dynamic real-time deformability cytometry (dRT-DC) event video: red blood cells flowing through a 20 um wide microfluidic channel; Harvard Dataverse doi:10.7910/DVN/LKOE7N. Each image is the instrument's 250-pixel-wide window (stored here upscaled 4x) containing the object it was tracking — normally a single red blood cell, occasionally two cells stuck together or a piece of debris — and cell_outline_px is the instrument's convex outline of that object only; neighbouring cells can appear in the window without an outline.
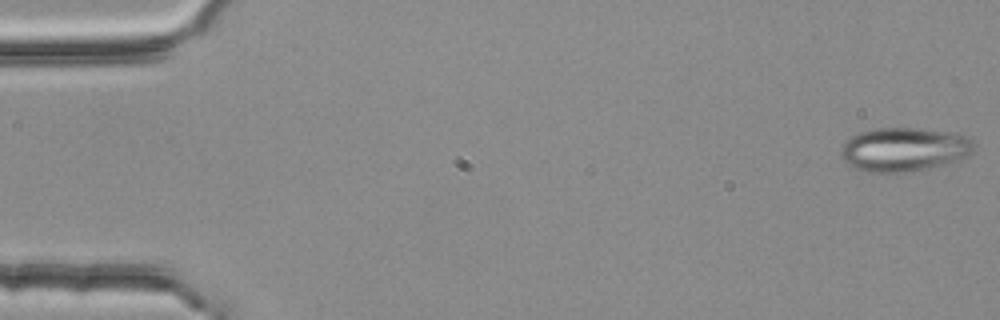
{"species": "common noctule bat (a hibernating species)", "species_latin": "Nyctalus noctula", "temperature_condition": "room temperature", "stored_images_in_passage": 52, "camera_frame_rate_fps": 3000, "um_per_image_px": 0.085, "animal": {"sex": "female", "body_mass_g": 25.1}, "frame": {"image": 1, "passage_image": 1, "time_ms": 0.0, "image_size_px": [1000, 320], "cell_outline_px": [[976, 144], [972, 152], [968, 156], [944, 164], [904, 172], [872, 172], [856, 168], [848, 164], [840, 156], [840, 148], [852, 136], [860, 132], [876, 128], [920, 128], [952, 132], [964, 136], [972, 140]], "centroid_in_image_um": [76.85, 12.68], "position_along_channel_um": 8.1, "area_um2": 33.76}}
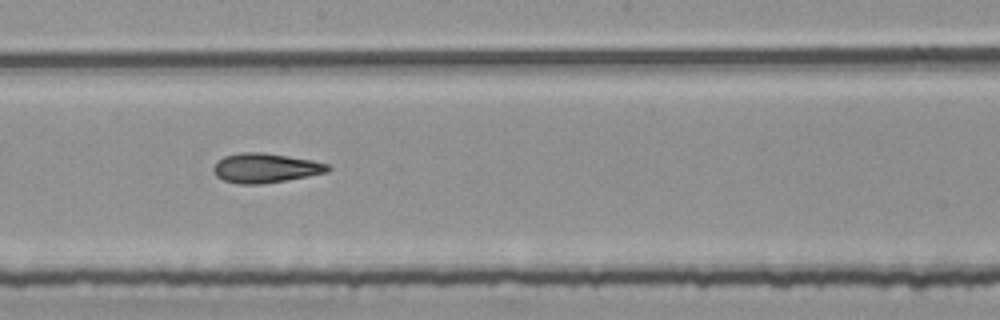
{"frame": {"image": 2, "passage_image": 30, "time_ms": 9.667, "image_size_px": [1000, 320], "cell_outline_px": [[332, 168], [328, 172], [308, 176], [260, 184], [240, 184], [224, 180], [216, 176], [212, 168], [216, 160], [224, 156], [240, 152], [264, 152], [312, 160], [328, 164]], "centroid_in_image_um": [22.54, 14.27], "position_along_channel_um": 225.7, "area_um2": 19.71}}
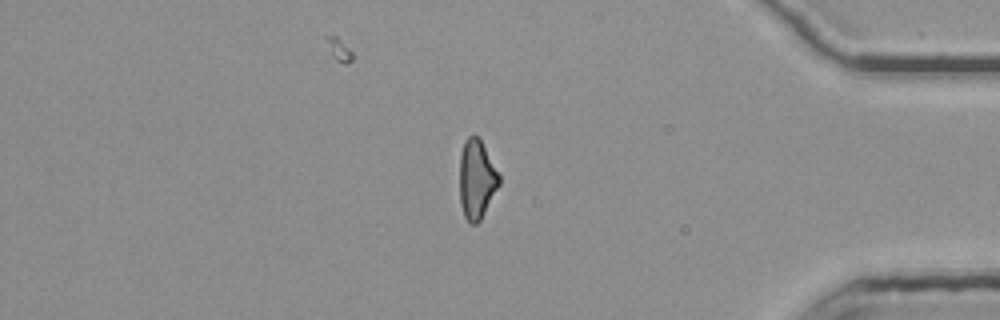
{"frame": {"image": 3, "passage_image": 46, "time_ms": 15.0, "image_size_px": [1000, 320], "cell_outline_px": [[500, 184], [480, 220], [476, 224], [468, 224], [464, 216], [460, 204], [460, 152], [464, 140], [472, 132], [480, 140], [500, 176]], "centroid_in_image_um": [40.49, 15.25], "position_along_channel_um": 394.7, "area_um2": 18.21}, "authors_computed_cell_mechanics": {"area_um2": 19.4208, "velocity_mm_per_s": 3.766, "shape_relaxation_time_tau1_ms": null, "shape_relaxation_time_tau2_ms": 4.1842, "deformation_change_tau1": null, "deformation_change_tau2": 0.1475}}